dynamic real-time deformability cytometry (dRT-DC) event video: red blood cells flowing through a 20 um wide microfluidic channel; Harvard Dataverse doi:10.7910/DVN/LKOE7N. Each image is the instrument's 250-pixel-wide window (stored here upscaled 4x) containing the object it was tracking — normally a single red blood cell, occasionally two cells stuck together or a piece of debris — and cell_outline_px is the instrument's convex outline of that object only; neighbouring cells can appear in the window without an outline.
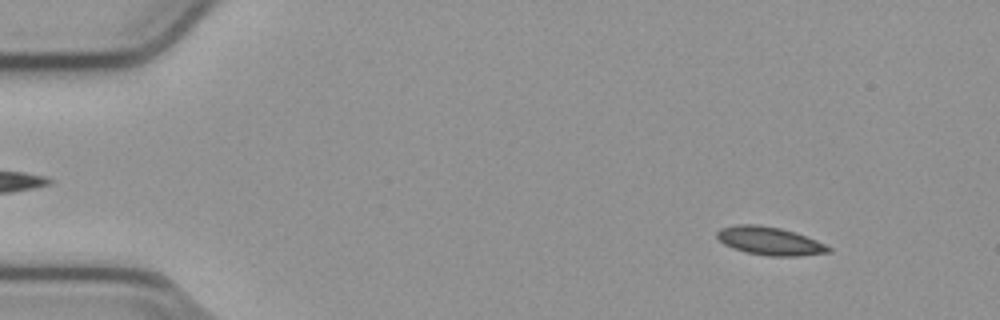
{"species": "common noctule bat (a hibernating species)", "species_latin": "Nyctalus noctula", "temperature_condition": "cold", "stored_images_in_passage": 55, "segment_of_instrument_passage": [1, 2], "camera_frame_rate_fps": 3000, "um_per_image_px": 0.085, "animal": {"sex": "male", "body_mass_g": 23.1, "forearm_length_mm": 52.7}, "frame": {"image": 1, "passage_image": 6, "time_ms": 1.667, "image_size_px": [1000, 320], "cell_outline_px": [[832, 252], [800, 256], [768, 256], [748, 252], [732, 248], [724, 244], [716, 236], [716, 232], [720, 228], [736, 224], [756, 224], [780, 228], [796, 232], [816, 240], [832, 248]], "centroid_in_image_um": [65.43, 20.48], "position_along_channel_um": 19.6, "area_um2": 18.38}}
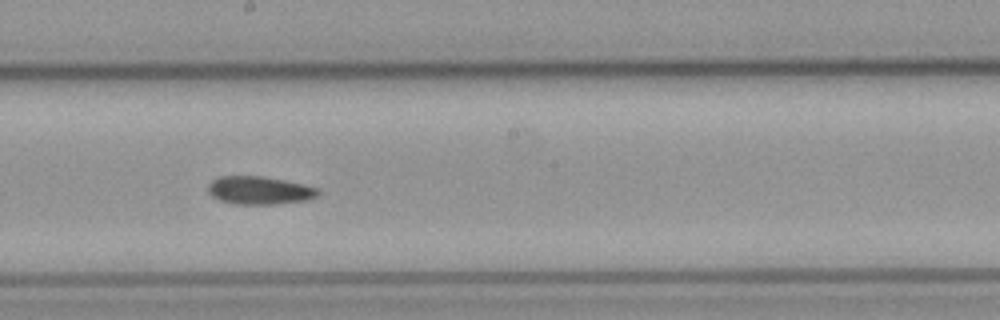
{"frame": {"image": 2, "passage_image": 30, "time_ms": 9.667, "image_size_px": [1000, 320], "cell_outline_px": [[320, 192], [316, 196], [304, 200], [272, 204], [236, 204], [220, 200], [212, 196], [208, 192], [208, 184], [212, 180], [220, 176], [260, 176], [284, 180], [320, 188]], "centroid_in_image_um": [22.03, 16.17], "position_along_channel_um": 226.2, "area_um2": 17.8}}
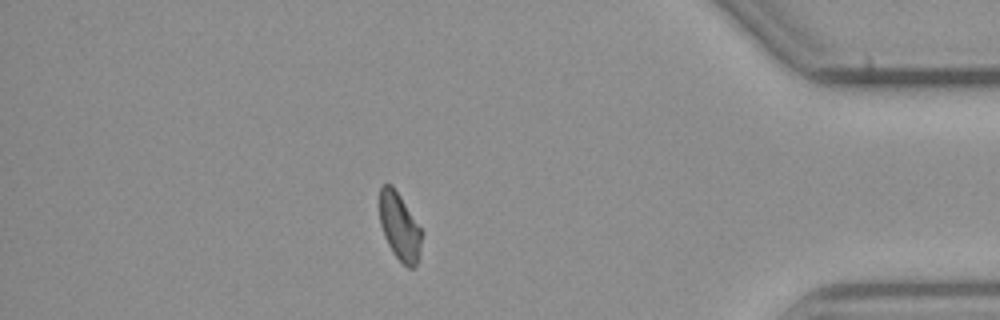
{"frame": {"image": 3, "passage_image": 47, "time_ms": 15.333, "image_size_px": [1000, 320], "cell_outline_px": [[420, 256], [416, 268], [408, 268], [392, 252], [384, 236], [380, 224], [380, 188], [384, 184], [392, 184], [400, 196], [420, 228]], "centroid_in_image_um": [33.95, 19.29], "position_along_channel_um": 401.3, "area_um2": 16.24}}